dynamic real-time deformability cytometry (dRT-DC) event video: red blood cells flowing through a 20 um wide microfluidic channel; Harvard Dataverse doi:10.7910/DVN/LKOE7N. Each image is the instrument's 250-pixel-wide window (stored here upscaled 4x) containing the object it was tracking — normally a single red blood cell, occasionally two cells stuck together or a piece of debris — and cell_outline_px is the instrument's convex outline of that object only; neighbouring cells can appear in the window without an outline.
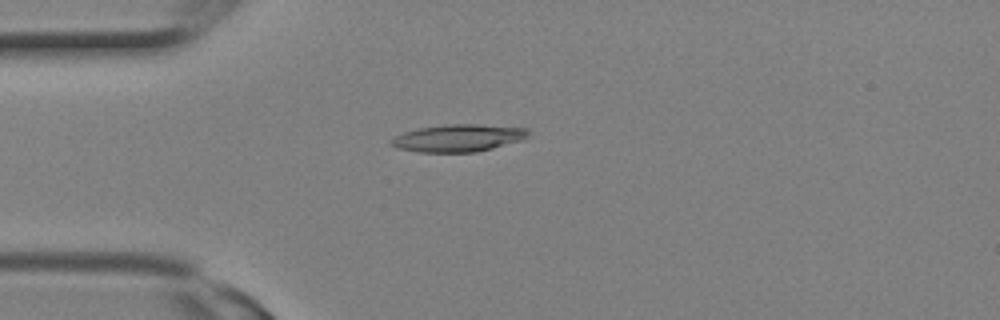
{"species": "Egyptian fruit bat (a non-hibernating species)", "species_latin": "Rousettus aegyptiacus", "temperature_condition": "room temperature", "stored_images_in_passage": 8, "camera_frame_rate_fps": 3000, "um_per_image_px": 0.085, "animal": {"sex": "female"}, "frame": {"image": 1, "passage_image": 7, "time_ms": 2.0, "image_size_px": [1000, 320], "cell_outline_px": [[532, 132], [524, 140], [476, 152], [420, 152], [396, 148], [388, 144], [388, 140], [392, 136], [404, 132], [420, 128], [448, 124], [476, 124], [528, 128]], "centroid_in_image_um": [38.94, 11.73], "position_along_channel_um": 46.1, "area_um2": 22.14}}